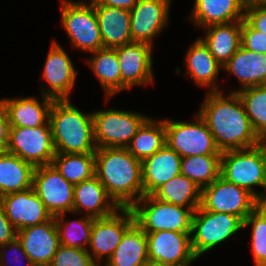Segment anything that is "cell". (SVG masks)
<instances>
[{
    "instance_id": "6da1fadb",
    "label": "cell",
    "mask_w": 266,
    "mask_h": 266,
    "mask_svg": "<svg viewBox=\"0 0 266 266\" xmlns=\"http://www.w3.org/2000/svg\"><path fill=\"white\" fill-rule=\"evenodd\" d=\"M198 114L206 122L220 152L251 148L262 142L237 92L232 91L225 99L219 91H210Z\"/></svg>"
},
{
    "instance_id": "7a4b0ae2",
    "label": "cell",
    "mask_w": 266,
    "mask_h": 266,
    "mask_svg": "<svg viewBox=\"0 0 266 266\" xmlns=\"http://www.w3.org/2000/svg\"><path fill=\"white\" fill-rule=\"evenodd\" d=\"M95 176L120 208H131L143 197L141 161L126 148H97Z\"/></svg>"
},
{
    "instance_id": "3957f363",
    "label": "cell",
    "mask_w": 266,
    "mask_h": 266,
    "mask_svg": "<svg viewBox=\"0 0 266 266\" xmlns=\"http://www.w3.org/2000/svg\"><path fill=\"white\" fill-rule=\"evenodd\" d=\"M49 123L56 153L96 152L93 113L83 114L71 105L69 99L54 100L49 111Z\"/></svg>"
},
{
    "instance_id": "277c9868",
    "label": "cell",
    "mask_w": 266,
    "mask_h": 266,
    "mask_svg": "<svg viewBox=\"0 0 266 266\" xmlns=\"http://www.w3.org/2000/svg\"><path fill=\"white\" fill-rule=\"evenodd\" d=\"M220 176L227 182L248 190L259 201L263 194H258L252 186H261L266 192V147L259 145L237 150L221 152Z\"/></svg>"
},
{
    "instance_id": "5b68a950",
    "label": "cell",
    "mask_w": 266,
    "mask_h": 266,
    "mask_svg": "<svg viewBox=\"0 0 266 266\" xmlns=\"http://www.w3.org/2000/svg\"><path fill=\"white\" fill-rule=\"evenodd\" d=\"M146 202L142 207L140 204ZM141 206V207H140ZM131 210L135 223L145 232L176 231L192 233V218L194 211L183 206L165 203L152 195L143 196Z\"/></svg>"
},
{
    "instance_id": "8992f818",
    "label": "cell",
    "mask_w": 266,
    "mask_h": 266,
    "mask_svg": "<svg viewBox=\"0 0 266 266\" xmlns=\"http://www.w3.org/2000/svg\"><path fill=\"white\" fill-rule=\"evenodd\" d=\"M243 228V221L229 213H218L204 210L199 206L193 214L191 246L198 258L204 252L225 241Z\"/></svg>"
},
{
    "instance_id": "52a82bcc",
    "label": "cell",
    "mask_w": 266,
    "mask_h": 266,
    "mask_svg": "<svg viewBox=\"0 0 266 266\" xmlns=\"http://www.w3.org/2000/svg\"><path fill=\"white\" fill-rule=\"evenodd\" d=\"M194 122L164 120L166 145L181 157L221 155L204 119L198 114Z\"/></svg>"
},
{
    "instance_id": "ba28073f",
    "label": "cell",
    "mask_w": 266,
    "mask_h": 266,
    "mask_svg": "<svg viewBox=\"0 0 266 266\" xmlns=\"http://www.w3.org/2000/svg\"><path fill=\"white\" fill-rule=\"evenodd\" d=\"M148 118L127 111L104 110L93 113L97 148H126Z\"/></svg>"
},
{
    "instance_id": "9c48e42d",
    "label": "cell",
    "mask_w": 266,
    "mask_h": 266,
    "mask_svg": "<svg viewBox=\"0 0 266 266\" xmlns=\"http://www.w3.org/2000/svg\"><path fill=\"white\" fill-rule=\"evenodd\" d=\"M260 204L248 190L227 182L219 176L212 184L201 189L200 206L207 211L229 213L244 221Z\"/></svg>"
},
{
    "instance_id": "30bf717a",
    "label": "cell",
    "mask_w": 266,
    "mask_h": 266,
    "mask_svg": "<svg viewBox=\"0 0 266 266\" xmlns=\"http://www.w3.org/2000/svg\"><path fill=\"white\" fill-rule=\"evenodd\" d=\"M6 152L34 167L52 164L56 151L49 120L36 128L10 127Z\"/></svg>"
},
{
    "instance_id": "8fae6325",
    "label": "cell",
    "mask_w": 266,
    "mask_h": 266,
    "mask_svg": "<svg viewBox=\"0 0 266 266\" xmlns=\"http://www.w3.org/2000/svg\"><path fill=\"white\" fill-rule=\"evenodd\" d=\"M62 4V25L73 46L91 53L104 48L93 3L63 0Z\"/></svg>"
},
{
    "instance_id": "7c38bea8",
    "label": "cell",
    "mask_w": 266,
    "mask_h": 266,
    "mask_svg": "<svg viewBox=\"0 0 266 266\" xmlns=\"http://www.w3.org/2000/svg\"><path fill=\"white\" fill-rule=\"evenodd\" d=\"M32 187L52 217L73 211L74 185L53 164L35 167Z\"/></svg>"
},
{
    "instance_id": "4fadbf2b",
    "label": "cell",
    "mask_w": 266,
    "mask_h": 266,
    "mask_svg": "<svg viewBox=\"0 0 266 266\" xmlns=\"http://www.w3.org/2000/svg\"><path fill=\"white\" fill-rule=\"evenodd\" d=\"M191 234L176 231L146 233L149 260L174 266H188L197 259L191 246Z\"/></svg>"
},
{
    "instance_id": "5bb4252c",
    "label": "cell",
    "mask_w": 266,
    "mask_h": 266,
    "mask_svg": "<svg viewBox=\"0 0 266 266\" xmlns=\"http://www.w3.org/2000/svg\"><path fill=\"white\" fill-rule=\"evenodd\" d=\"M120 211L123 216L116 211L104 218H94L89 243L94 254L91 255L94 262H100L103 255H106L108 260L120 244L126 230L135 222L131 208H120Z\"/></svg>"
},
{
    "instance_id": "9a60e30c",
    "label": "cell",
    "mask_w": 266,
    "mask_h": 266,
    "mask_svg": "<svg viewBox=\"0 0 266 266\" xmlns=\"http://www.w3.org/2000/svg\"><path fill=\"white\" fill-rule=\"evenodd\" d=\"M17 238L34 266H49L61 245L55 218L17 231Z\"/></svg>"
},
{
    "instance_id": "2e32d148",
    "label": "cell",
    "mask_w": 266,
    "mask_h": 266,
    "mask_svg": "<svg viewBox=\"0 0 266 266\" xmlns=\"http://www.w3.org/2000/svg\"><path fill=\"white\" fill-rule=\"evenodd\" d=\"M5 215L18 231L49 221L52 215L34 191L33 187L0 197Z\"/></svg>"
},
{
    "instance_id": "e0dca14e",
    "label": "cell",
    "mask_w": 266,
    "mask_h": 266,
    "mask_svg": "<svg viewBox=\"0 0 266 266\" xmlns=\"http://www.w3.org/2000/svg\"><path fill=\"white\" fill-rule=\"evenodd\" d=\"M119 60L121 90L152 82V46L132 42L114 48Z\"/></svg>"
},
{
    "instance_id": "ac0fdd59",
    "label": "cell",
    "mask_w": 266,
    "mask_h": 266,
    "mask_svg": "<svg viewBox=\"0 0 266 266\" xmlns=\"http://www.w3.org/2000/svg\"><path fill=\"white\" fill-rule=\"evenodd\" d=\"M170 0H139L130 10L132 42L152 46L156 36L168 21Z\"/></svg>"
},
{
    "instance_id": "d6986e66",
    "label": "cell",
    "mask_w": 266,
    "mask_h": 266,
    "mask_svg": "<svg viewBox=\"0 0 266 266\" xmlns=\"http://www.w3.org/2000/svg\"><path fill=\"white\" fill-rule=\"evenodd\" d=\"M43 74L50 87L46 93L42 92L43 95L54 100L69 99V93L75 85L77 71L67 53L56 42L48 52Z\"/></svg>"
},
{
    "instance_id": "ffe728a7",
    "label": "cell",
    "mask_w": 266,
    "mask_h": 266,
    "mask_svg": "<svg viewBox=\"0 0 266 266\" xmlns=\"http://www.w3.org/2000/svg\"><path fill=\"white\" fill-rule=\"evenodd\" d=\"M181 156L164 145L141 161L143 196L152 195L166 182L181 174Z\"/></svg>"
},
{
    "instance_id": "44dd1931",
    "label": "cell",
    "mask_w": 266,
    "mask_h": 266,
    "mask_svg": "<svg viewBox=\"0 0 266 266\" xmlns=\"http://www.w3.org/2000/svg\"><path fill=\"white\" fill-rule=\"evenodd\" d=\"M108 195L103 184L96 176L74 185L73 211L84 208L88 216L104 218L120 210V207ZM110 199V202H108ZM112 201V202H111ZM81 209V210H80Z\"/></svg>"
},
{
    "instance_id": "7402d4cb",
    "label": "cell",
    "mask_w": 266,
    "mask_h": 266,
    "mask_svg": "<svg viewBox=\"0 0 266 266\" xmlns=\"http://www.w3.org/2000/svg\"><path fill=\"white\" fill-rule=\"evenodd\" d=\"M104 48H117L132 43L130 11L94 5Z\"/></svg>"
},
{
    "instance_id": "603a6c76",
    "label": "cell",
    "mask_w": 266,
    "mask_h": 266,
    "mask_svg": "<svg viewBox=\"0 0 266 266\" xmlns=\"http://www.w3.org/2000/svg\"><path fill=\"white\" fill-rule=\"evenodd\" d=\"M43 106L36 98L3 99L10 127L36 128L49 120L53 98L43 95Z\"/></svg>"
},
{
    "instance_id": "cb8c5ba5",
    "label": "cell",
    "mask_w": 266,
    "mask_h": 266,
    "mask_svg": "<svg viewBox=\"0 0 266 266\" xmlns=\"http://www.w3.org/2000/svg\"><path fill=\"white\" fill-rule=\"evenodd\" d=\"M194 4L191 18L202 27L244 19L242 0H195Z\"/></svg>"
},
{
    "instance_id": "d4e9b609",
    "label": "cell",
    "mask_w": 266,
    "mask_h": 266,
    "mask_svg": "<svg viewBox=\"0 0 266 266\" xmlns=\"http://www.w3.org/2000/svg\"><path fill=\"white\" fill-rule=\"evenodd\" d=\"M223 68L237 76L243 85L241 89L266 85V54L240 46Z\"/></svg>"
},
{
    "instance_id": "484cf974",
    "label": "cell",
    "mask_w": 266,
    "mask_h": 266,
    "mask_svg": "<svg viewBox=\"0 0 266 266\" xmlns=\"http://www.w3.org/2000/svg\"><path fill=\"white\" fill-rule=\"evenodd\" d=\"M241 27L242 21L206 27L208 32L201 40L222 68L241 46Z\"/></svg>"
},
{
    "instance_id": "4316f807",
    "label": "cell",
    "mask_w": 266,
    "mask_h": 266,
    "mask_svg": "<svg viewBox=\"0 0 266 266\" xmlns=\"http://www.w3.org/2000/svg\"><path fill=\"white\" fill-rule=\"evenodd\" d=\"M148 260L147 235L134 222L122 236L106 266H144Z\"/></svg>"
},
{
    "instance_id": "83f0119b",
    "label": "cell",
    "mask_w": 266,
    "mask_h": 266,
    "mask_svg": "<svg viewBox=\"0 0 266 266\" xmlns=\"http://www.w3.org/2000/svg\"><path fill=\"white\" fill-rule=\"evenodd\" d=\"M35 167L19 156L4 152L0 155V197L32 187Z\"/></svg>"
},
{
    "instance_id": "f1b7e54d",
    "label": "cell",
    "mask_w": 266,
    "mask_h": 266,
    "mask_svg": "<svg viewBox=\"0 0 266 266\" xmlns=\"http://www.w3.org/2000/svg\"><path fill=\"white\" fill-rule=\"evenodd\" d=\"M186 57L187 72L195 80L196 84L204 86L212 85L211 91H220L218 87L213 85V82L218 75L221 65L210 53L201 38L193 43Z\"/></svg>"
},
{
    "instance_id": "f546056e",
    "label": "cell",
    "mask_w": 266,
    "mask_h": 266,
    "mask_svg": "<svg viewBox=\"0 0 266 266\" xmlns=\"http://www.w3.org/2000/svg\"><path fill=\"white\" fill-rule=\"evenodd\" d=\"M152 196L159 201L179 205L195 211L201 203V189L189 178L180 174L173 177L160 188H158Z\"/></svg>"
},
{
    "instance_id": "4dcf8cb0",
    "label": "cell",
    "mask_w": 266,
    "mask_h": 266,
    "mask_svg": "<svg viewBox=\"0 0 266 266\" xmlns=\"http://www.w3.org/2000/svg\"><path fill=\"white\" fill-rule=\"evenodd\" d=\"M166 144L164 120L157 123L150 118L138 129L126 149L138 160L152 156Z\"/></svg>"
},
{
    "instance_id": "1f68e13d",
    "label": "cell",
    "mask_w": 266,
    "mask_h": 266,
    "mask_svg": "<svg viewBox=\"0 0 266 266\" xmlns=\"http://www.w3.org/2000/svg\"><path fill=\"white\" fill-rule=\"evenodd\" d=\"M92 53L94 57L88 64L104 87L107 97L113 96L121 91V73L116 50L102 48Z\"/></svg>"
},
{
    "instance_id": "d6a6232c",
    "label": "cell",
    "mask_w": 266,
    "mask_h": 266,
    "mask_svg": "<svg viewBox=\"0 0 266 266\" xmlns=\"http://www.w3.org/2000/svg\"><path fill=\"white\" fill-rule=\"evenodd\" d=\"M221 171V155H196L181 158V174L200 189L212 184Z\"/></svg>"
},
{
    "instance_id": "836d02e7",
    "label": "cell",
    "mask_w": 266,
    "mask_h": 266,
    "mask_svg": "<svg viewBox=\"0 0 266 266\" xmlns=\"http://www.w3.org/2000/svg\"><path fill=\"white\" fill-rule=\"evenodd\" d=\"M52 164L73 185L95 176V153H56Z\"/></svg>"
},
{
    "instance_id": "e575fe53",
    "label": "cell",
    "mask_w": 266,
    "mask_h": 266,
    "mask_svg": "<svg viewBox=\"0 0 266 266\" xmlns=\"http://www.w3.org/2000/svg\"><path fill=\"white\" fill-rule=\"evenodd\" d=\"M240 96L251 126L261 140L266 137V85L235 90Z\"/></svg>"
},
{
    "instance_id": "d590c367",
    "label": "cell",
    "mask_w": 266,
    "mask_h": 266,
    "mask_svg": "<svg viewBox=\"0 0 266 266\" xmlns=\"http://www.w3.org/2000/svg\"><path fill=\"white\" fill-rule=\"evenodd\" d=\"M64 214L65 213L54 216L61 245L71 248L87 249L84 245L90 243L94 218L86 215L85 218L79 219L78 222L72 221L63 225Z\"/></svg>"
},
{
    "instance_id": "8d00e7d4",
    "label": "cell",
    "mask_w": 266,
    "mask_h": 266,
    "mask_svg": "<svg viewBox=\"0 0 266 266\" xmlns=\"http://www.w3.org/2000/svg\"><path fill=\"white\" fill-rule=\"evenodd\" d=\"M252 224V252L256 266H266V208L260 204L243 221Z\"/></svg>"
},
{
    "instance_id": "74e56055",
    "label": "cell",
    "mask_w": 266,
    "mask_h": 266,
    "mask_svg": "<svg viewBox=\"0 0 266 266\" xmlns=\"http://www.w3.org/2000/svg\"><path fill=\"white\" fill-rule=\"evenodd\" d=\"M94 263L88 249L60 245L49 266H92Z\"/></svg>"
},
{
    "instance_id": "f35d334b",
    "label": "cell",
    "mask_w": 266,
    "mask_h": 266,
    "mask_svg": "<svg viewBox=\"0 0 266 266\" xmlns=\"http://www.w3.org/2000/svg\"><path fill=\"white\" fill-rule=\"evenodd\" d=\"M241 46L255 53L266 54V35L253 29L244 19L241 27Z\"/></svg>"
},
{
    "instance_id": "ab89813d",
    "label": "cell",
    "mask_w": 266,
    "mask_h": 266,
    "mask_svg": "<svg viewBox=\"0 0 266 266\" xmlns=\"http://www.w3.org/2000/svg\"><path fill=\"white\" fill-rule=\"evenodd\" d=\"M244 20L255 30L266 35V5L245 8Z\"/></svg>"
},
{
    "instance_id": "60d3db41",
    "label": "cell",
    "mask_w": 266,
    "mask_h": 266,
    "mask_svg": "<svg viewBox=\"0 0 266 266\" xmlns=\"http://www.w3.org/2000/svg\"><path fill=\"white\" fill-rule=\"evenodd\" d=\"M17 237V230L5 215L4 206L0 199V246L6 245Z\"/></svg>"
},
{
    "instance_id": "b9f144b4",
    "label": "cell",
    "mask_w": 266,
    "mask_h": 266,
    "mask_svg": "<svg viewBox=\"0 0 266 266\" xmlns=\"http://www.w3.org/2000/svg\"><path fill=\"white\" fill-rule=\"evenodd\" d=\"M10 123L6 107L0 100V144L6 149L9 140Z\"/></svg>"
},
{
    "instance_id": "7bdbcfd3",
    "label": "cell",
    "mask_w": 266,
    "mask_h": 266,
    "mask_svg": "<svg viewBox=\"0 0 266 266\" xmlns=\"http://www.w3.org/2000/svg\"><path fill=\"white\" fill-rule=\"evenodd\" d=\"M139 0H91L93 5L116 7L130 11Z\"/></svg>"
},
{
    "instance_id": "ee69618b",
    "label": "cell",
    "mask_w": 266,
    "mask_h": 266,
    "mask_svg": "<svg viewBox=\"0 0 266 266\" xmlns=\"http://www.w3.org/2000/svg\"><path fill=\"white\" fill-rule=\"evenodd\" d=\"M9 248L11 247L12 249H14L16 252L19 251V253L21 252L23 255H25V258L28 261L29 266H34L33 263L30 261V259L28 258L27 254L25 253V251L22 248V245L20 243V241L18 240V238L16 237L13 241L7 243L6 245H2L0 246V248L4 249V248ZM2 251V252H1ZM0 251V266H6L5 263L6 261H4V253L3 250ZM16 259V258H15ZM17 260V259H16ZM21 262V261H20ZM9 266V265H7Z\"/></svg>"
},
{
    "instance_id": "f6af8a7d",
    "label": "cell",
    "mask_w": 266,
    "mask_h": 266,
    "mask_svg": "<svg viewBox=\"0 0 266 266\" xmlns=\"http://www.w3.org/2000/svg\"><path fill=\"white\" fill-rule=\"evenodd\" d=\"M242 1L245 8L257 5H266V0H242Z\"/></svg>"
},
{
    "instance_id": "bcb514c9",
    "label": "cell",
    "mask_w": 266,
    "mask_h": 266,
    "mask_svg": "<svg viewBox=\"0 0 266 266\" xmlns=\"http://www.w3.org/2000/svg\"><path fill=\"white\" fill-rule=\"evenodd\" d=\"M144 266H174V265L163 264V263L148 260Z\"/></svg>"
},
{
    "instance_id": "7dc6e473",
    "label": "cell",
    "mask_w": 266,
    "mask_h": 266,
    "mask_svg": "<svg viewBox=\"0 0 266 266\" xmlns=\"http://www.w3.org/2000/svg\"><path fill=\"white\" fill-rule=\"evenodd\" d=\"M260 205L266 208V193H263V198L260 200Z\"/></svg>"
},
{
    "instance_id": "c3c4849f",
    "label": "cell",
    "mask_w": 266,
    "mask_h": 266,
    "mask_svg": "<svg viewBox=\"0 0 266 266\" xmlns=\"http://www.w3.org/2000/svg\"><path fill=\"white\" fill-rule=\"evenodd\" d=\"M6 149L0 144V155L3 154Z\"/></svg>"
},
{
    "instance_id": "681fc988",
    "label": "cell",
    "mask_w": 266,
    "mask_h": 266,
    "mask_svg": "<svg viewBox=\"0 0 266 266\" xmlns=\"http://www.w3.org/2000/svg\"><path fill=\"white\" fill-rule=\"evenodd\" d=\"M262 143L265 145L266 147V137L262 140Z\"/></svg>"
},
{
    "instance_id": "f907efd6",
    "label": "cell",
    "mask_w": 266,
    "mask_h": 266,
    "mask_svg": "<svg viewBox=\"0 0 266 266\" xmlns=\"http://www.w3.org/2000/svg\"><path fill=\"white\" fill-rule=\"evenodd\" d=\"M92 266H100V265L95 262Z\"/></svg>"
}]
</instances>
